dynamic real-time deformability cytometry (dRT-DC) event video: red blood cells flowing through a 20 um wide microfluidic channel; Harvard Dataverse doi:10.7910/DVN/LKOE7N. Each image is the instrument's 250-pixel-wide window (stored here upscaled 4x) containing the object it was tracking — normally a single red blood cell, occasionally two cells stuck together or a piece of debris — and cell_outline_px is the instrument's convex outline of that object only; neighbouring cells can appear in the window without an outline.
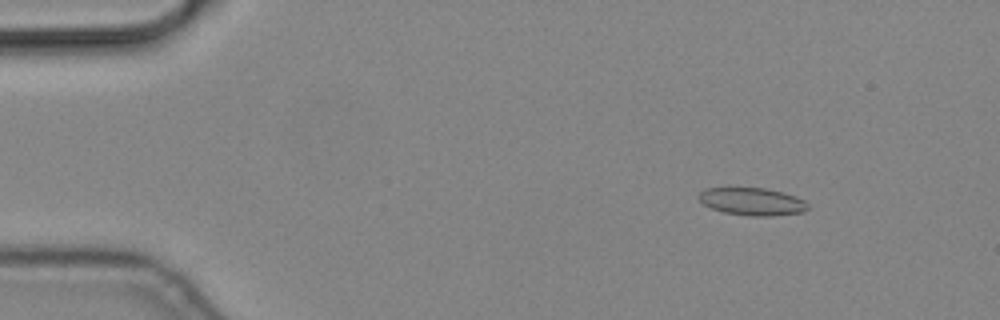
{"species": "common noctule bat (a hibernating species)", "species_latin": "Nyctalus noctula", "temperature_condition": "cold", "stored_images_in_passage": 10, "camera_frame_rate_fps": 3000, "um_per_image_px": 0.085, "animal": {"sex": "male", "body_mass_g": 19.2, "forearm_length_mm": 51.8}, "frame": {"image": 1, "passage_image": 2, "time_ms": 0.333, "image_size_px": [1000, 320], "cell_outline_px": [[808, 208], [804, 212], [772, 216], [748, 216], [724, 212], [712, 208], [704, 204], [696, 196], [704, 188], [764, 188], [784, 192], [804, 200], [808, 204]], "centroid_in_image_um": [63.93, 17.13], "position_along_channel_um": 21.1, "area_um2": 17.57}}
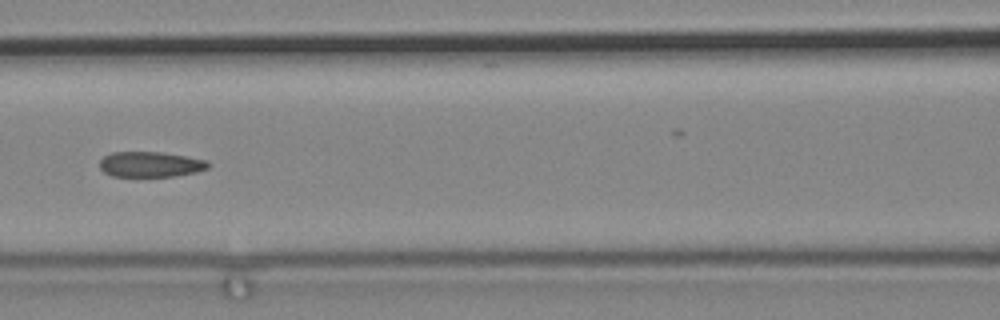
{"frame": {"image": 2, "passage_image": 7, "time_ms": 2.0, "image_size_px": [1000, 320], "cell_outline_px": [[212, 164], [208, 168], [196, 172], [176, 176], [112, 176], [104, 172], [100, 168], [100, 160], [104, 156], [112, 152], [160, 152], [208, 160]], "centroid_in_image_um": [12.81, 13.97], "position_along_channel_um": 153.8, "area_um2": 16.07}}
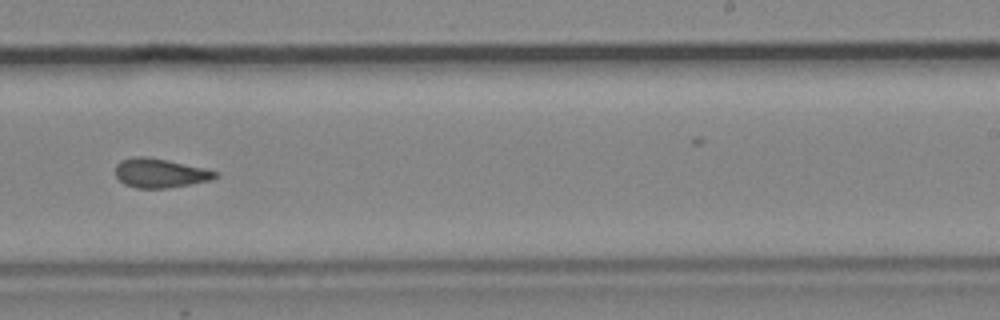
{"frame": {"image": 3, "passage_image": 10, "time_ms": 3.0, "image_size_px": [1000, 320], "cell_outline_px": [[220, 176], [208, 180], [168, 188], [136, 188], [124, 184], [116, 176], [116, 164], [120, 160], [132, 156], [148, 156], [168, 160], [204, 168], [220, 172]], "centroid_in_image_um": [13.59, 14.69], "position_along_channel_um": 275.4, "area_um2": 17.05}}